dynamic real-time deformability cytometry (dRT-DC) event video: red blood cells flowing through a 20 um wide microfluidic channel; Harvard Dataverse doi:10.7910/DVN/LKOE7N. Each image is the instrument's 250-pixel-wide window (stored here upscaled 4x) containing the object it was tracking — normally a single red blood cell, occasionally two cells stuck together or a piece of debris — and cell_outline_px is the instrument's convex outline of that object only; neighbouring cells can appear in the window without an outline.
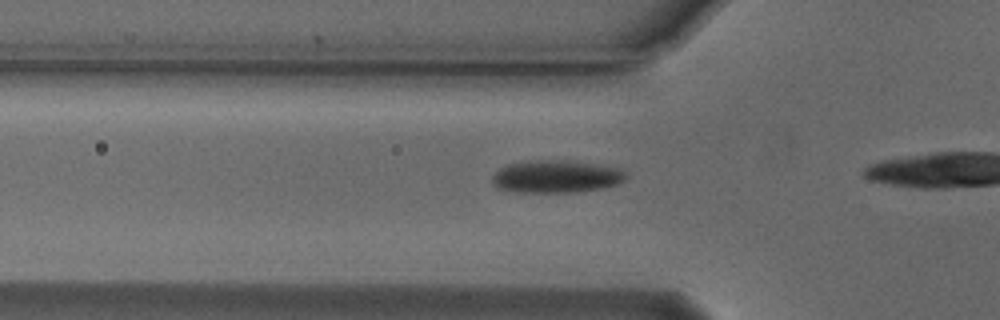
{"species": "Egyptian fruit bat (a non-hibernating species)", "species_latin": "Rousettus aegyptiacus", "temperature_condition": "cold", "stored_images_in_passage": 13, "camera_frame_rate_fps": 3000, "um_per_image_px": 0.085, "animal": {"sex": "male"}, "frame": {"image": 1, "passage_image": 4, "time_ms": 1.0, "image_size_px": [1000, 320], "cell_outline_px": [[628, 176], [620, 184], [600, 188], [572, 192], [516, 192], [496, 188], [492, 184], [492, 176], [504, 164], [532, 160], [568, 160], [600, 164], [624, 168]], "centroid_in_image_um": [47.3, 14.99], "position_along_channel_um": 78.5, "area_um2": 25.89}}
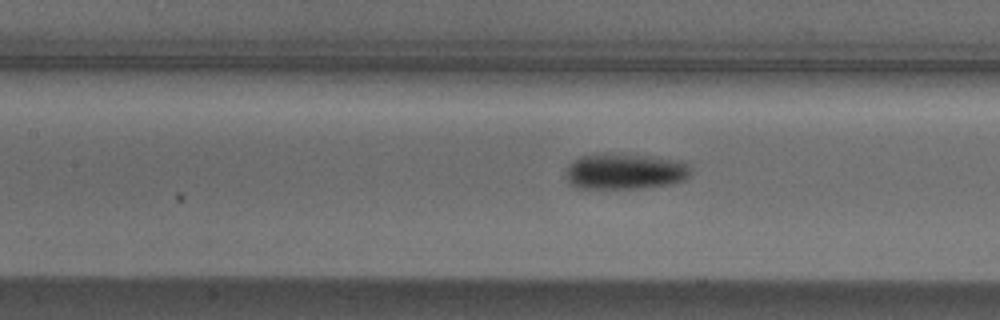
{"frame": {"image": 2, "passage_image": 10, "time_ms": 3.0, "image_size_px": [1000, 320], "cell_outline_px": [[692, 176], [684, 180], [672, 184], [640, 188], [576, 188], [568, 184], [568, 164], [572, 160], [580, 156], [604, 152], [608, 152], [656, 156], [680, 160], [688, 164], [692, 168]], "centroid_in_image_um": [53.17, 14.54], "position_along_channel_um": 154.2, "area_um2": 26.88}}